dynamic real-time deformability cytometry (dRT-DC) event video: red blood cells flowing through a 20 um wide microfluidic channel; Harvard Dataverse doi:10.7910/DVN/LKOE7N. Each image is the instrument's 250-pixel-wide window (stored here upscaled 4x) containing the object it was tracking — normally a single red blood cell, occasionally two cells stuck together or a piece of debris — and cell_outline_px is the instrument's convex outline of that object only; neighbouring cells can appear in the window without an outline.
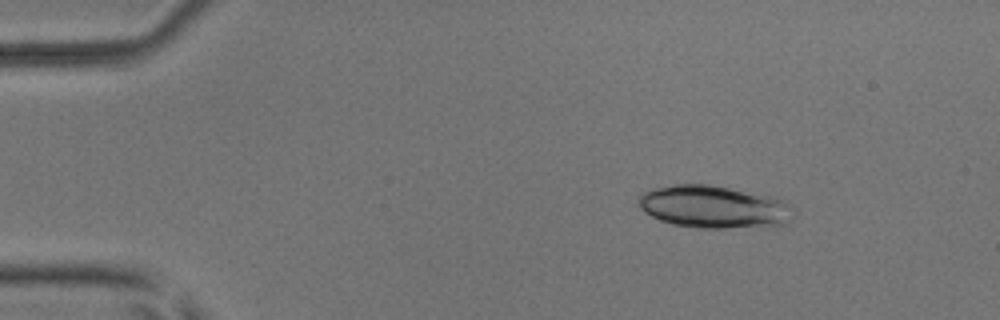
{"species": "common noctule bat (a hibernating species)", "species_latin": "Nyctalus noctula", "temperature_condition": "room temperature", "stored_images_in_passage": 52, "camera_frame_rate_fps": 3000, "um_per_image_px": 0.085, "animal": {"sex": "male", "body_mass_g": 17.9, "forearm_length_mm": 54.2}, "frame": {"image": 1, "passage_image": 8, "time_ms": 2.333, "image_size_px": [1000, 320], "cell_outline_px": [[792, 220], [780, 224], [724, 228], [700, 228], [672, 224], [660, 220], [644, 212], [640, 208], [636, 200], [644, 192], [656, 188], [676, 184], [708, 184], [776, 196], [788, 204], [792, 208]], "centroid_in_image_um": [60.65, 17.57], "position_along_channel_um": 24.4, "area_um2": 38.26}}
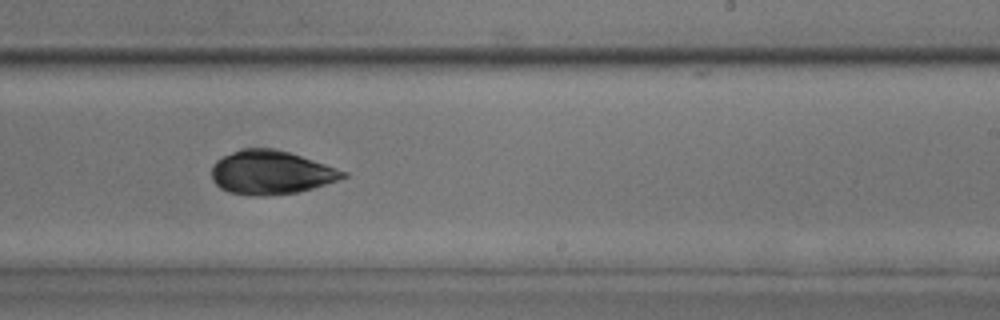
{"frame": {"image": 2, "passage_image": 32, "time_ms": 10.333, "image_size_px": [1000, 320], "cell_outline_px": [[348, 176], [312, 188], [296, 192], [264, 196], [256, 196], [228, 192], [220, 188], [212, 180], [212, 164], [216, 160], [232, 152], [244, 148], [272, 148], [288, 152], [348, 172]], "centroid_in_image_um": [22.99, 14.66], "position_along_channel_um": 266.0, "area_um2": 33.12}}
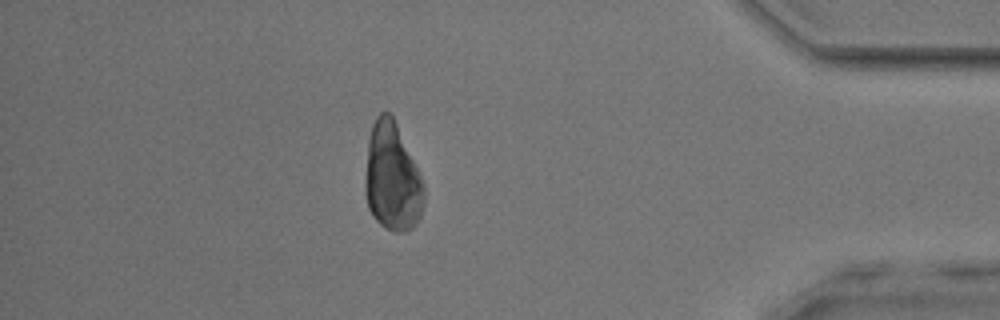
{"frame": {"image": 3, "passage_image": 45, "time_ms": 14.667, "image_size_px": [1000, 320], "cell_outline_px": [[424, 204], [420, 216], [416, 224], [412, 228], [404, 232], [396, 232], [384, 228], [372, 216], [368, 208], [364, 188], [364, 180], [368, 136], [372, 124], [376, 116], [380, 112], [388, 112], [392, 116], [396, 124], [424, 184]], "centroid_in_image_um": [33.3, 15.11], "position_along_channel_um": 401.9, "area_um2": 37.22}}